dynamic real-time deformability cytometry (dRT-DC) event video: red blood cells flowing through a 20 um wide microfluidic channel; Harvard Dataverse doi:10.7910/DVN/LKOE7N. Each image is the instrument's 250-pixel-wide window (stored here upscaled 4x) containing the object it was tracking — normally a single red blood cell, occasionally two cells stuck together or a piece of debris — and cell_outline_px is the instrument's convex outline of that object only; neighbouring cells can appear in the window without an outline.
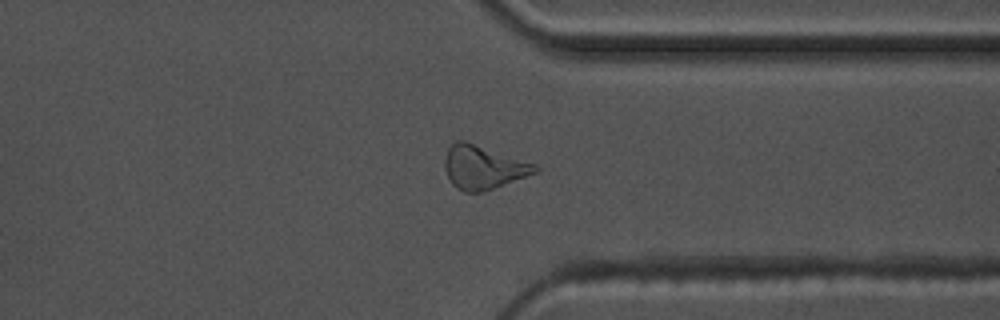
{"species": "common noctule bat (a hibernating species)", "species_latin": "Nyctalus noctula", "temperature_condition": "warm", "stored_images_in_passage": 57, "camera_frame_rate_fps": 3000, "um_per_image_px": 0.085, "animal": {"sex": "male", "body_mass_g": 17.5, "forearm_length_mm": 52.3}, "frame": {"image": 1, "passage_image": 44, "time_ms": 14.333, "image_size_px": [1000, 320], "cell_outline_px": [[540, 168], [536, 172], [492, 188], [480, 192], [464, 192], [456, 188], [452, 184], [448, 176], [444, 164], [444, 160], [448, 148], [456, 140], [464, 140], [536, 164]], "centroid_in_image_um": [41.04, 14.21], "position_along_channel_um": 370.4, "area_um2": 22.54}}
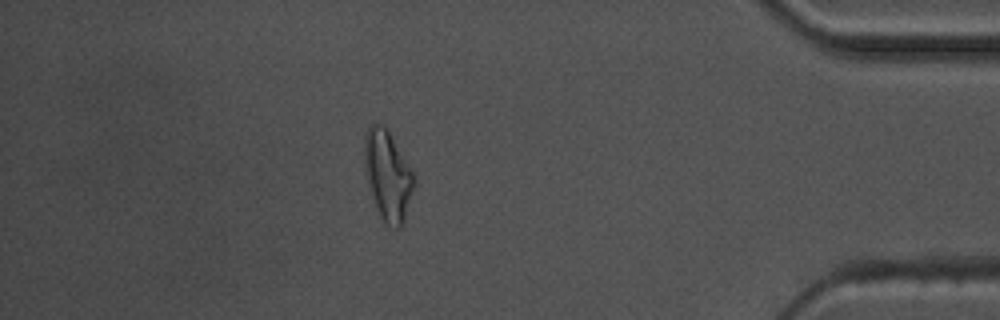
{"frame": {"image": 2, "passage_image": 50, "time_ms": 16.333, "image_size_px": [1000, 320], "cell_outline_px": [[416, 184], [404, 220], [400, 228], [396, 228], [384, 224], [380, 216], [372, 196], [364, 168], [364, 136], [368, 124], [384, 124], [388, 128], [412, 172]], "centroid_in_image_um": [32.95, 14.88], "position_along_channel_um": 402.3, "area_um2": 26.07}, "authors_computed_cell_mechanics": {"area_um2": 20.9236, "velocity_mm_per_s": 3.5899, "shape_relaxation_time_tau1_ms": null, "shape_relaxation_time_tau2_ms": 5.0589, "deformation_change_tau1": null, "deformation_change_tau2": 0.1427}}